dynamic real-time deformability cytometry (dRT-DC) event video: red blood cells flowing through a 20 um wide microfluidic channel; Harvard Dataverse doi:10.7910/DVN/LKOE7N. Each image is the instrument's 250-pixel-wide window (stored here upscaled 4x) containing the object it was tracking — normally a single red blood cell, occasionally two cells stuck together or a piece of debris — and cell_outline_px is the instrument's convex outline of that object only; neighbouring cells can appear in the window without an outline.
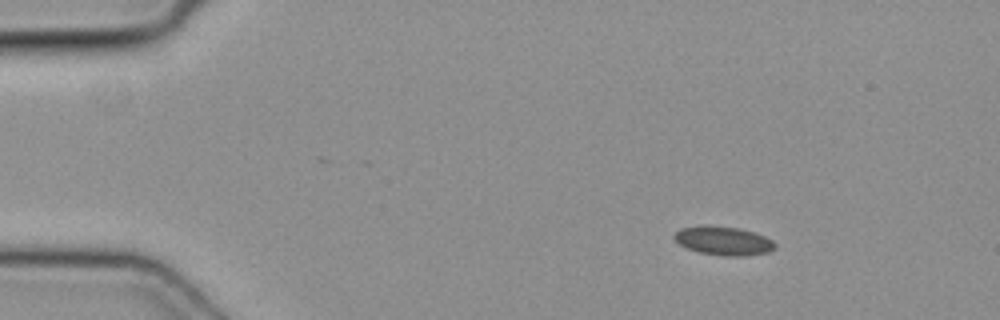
{"species": "common noctule bat (a hibernating species)", "species_latin": "Nyctalus noctula", "temperature_condition": "cold", "stored_images_in_passage": 53, "camera_frame_rate_fps": 3000, "um_per_image_px": 0.085, "animal": {"sex": "female", "body_mass_g": 19.3, "forearm_length_mm": 54.1}, "frame": {"image": 1, "passage_image": 8, "time_ms": 2.333, "image_size_px": [1000, 320], "cell_outline_px": [[776, 248], [768, 252], [744, 256], [724, 256], [700, 252], [688, 248], [680, 244], [672, 236], [680, 228], [700, 224], [708, 224], [740, 228], [764, 236], [772, 240], [776, 244]], "centroid_in_image_um": [61.48, 20.44], "position_along_channel_um": 23.5, "area_um2": 17.05}}
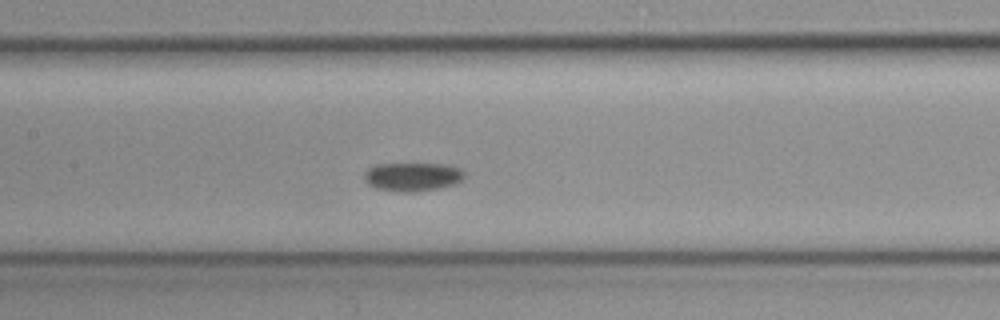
{"frame": {"image": 2, "passage_image": 26, "time_ms": 8.333, "image_size_px": [1000, 320], "cell_outline_px": [[468, 176], [456, 184], [440, 188], [416, 192], [400, 192], [376, 188], [368, 184], [364, 180], [364, 172], [368, 168], [376, 164], [452, 164], [460, 168]], "centroid_in_image_um": [35.12, 15.02], "position_along_channel_um": 172.3, "area_um2": 17.11}}
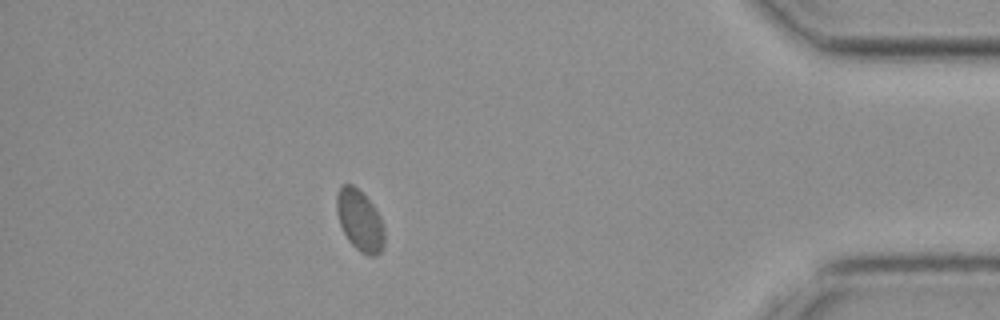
{"frame": {"image": 3, "passage_image": 47, "time_ms": 15.333, "image_size_px": [1000, 320], "cell_outline_px": [[384, 244], [380, 252], [376, 256], [368, 256], [360, 252], [348, 240], [340, 224], [336, 212], [336, 196], [340, 184], [352, 184], [372, 204], [380, 216], [384, 228]], "centroid_in_image_um": [30.57, 18.75], "position_along_channel_um": 404.6, "area_um2": 16.99}}